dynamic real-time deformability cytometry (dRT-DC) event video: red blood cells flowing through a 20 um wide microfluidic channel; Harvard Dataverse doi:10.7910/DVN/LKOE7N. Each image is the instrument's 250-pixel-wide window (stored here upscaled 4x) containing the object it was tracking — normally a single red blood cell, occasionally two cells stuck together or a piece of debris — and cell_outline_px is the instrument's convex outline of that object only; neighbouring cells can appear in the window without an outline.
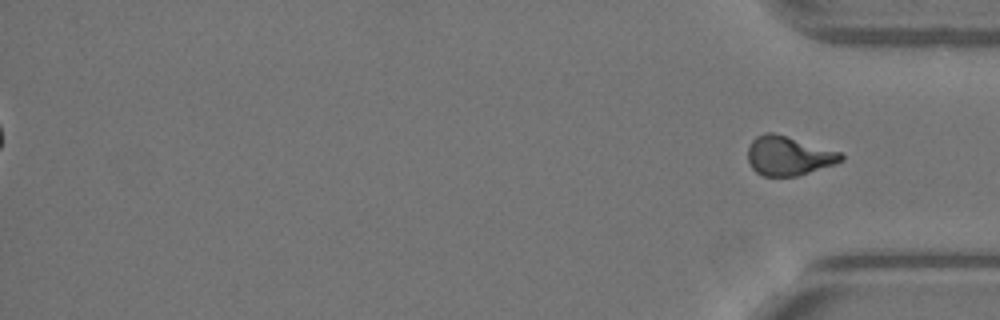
{"species": "Egyptian fruit bat (a non-hibernating species)", "species_latin": "Rousettus aegyptiacus", "temperature_condition": "warm", "stored_images_in_passage": 41, "segment_of_instrument_passage": [2, 2], "camera_frame_rate_fps": 3000, "um_per_image_px": 0.085, "animal": {"sex": "female"}, "frame": {"image": 1, "passage_image": 41, "time_ms": 13.333, "image_size_px": [1000, 320], "cell_outline_px": [[844, 160], [836, 164], [796, 176], [764, 176], [756, 172], [752, 168], [748, 160], [748, 148], [752, 140], [756, 136], [764, 132], [772, 132], [840, 152], [844, 156]], "centroid_in_image_um": [67.01, 13.25], "position_along_channel_um": 368.2, "area_um2": 21.15}}